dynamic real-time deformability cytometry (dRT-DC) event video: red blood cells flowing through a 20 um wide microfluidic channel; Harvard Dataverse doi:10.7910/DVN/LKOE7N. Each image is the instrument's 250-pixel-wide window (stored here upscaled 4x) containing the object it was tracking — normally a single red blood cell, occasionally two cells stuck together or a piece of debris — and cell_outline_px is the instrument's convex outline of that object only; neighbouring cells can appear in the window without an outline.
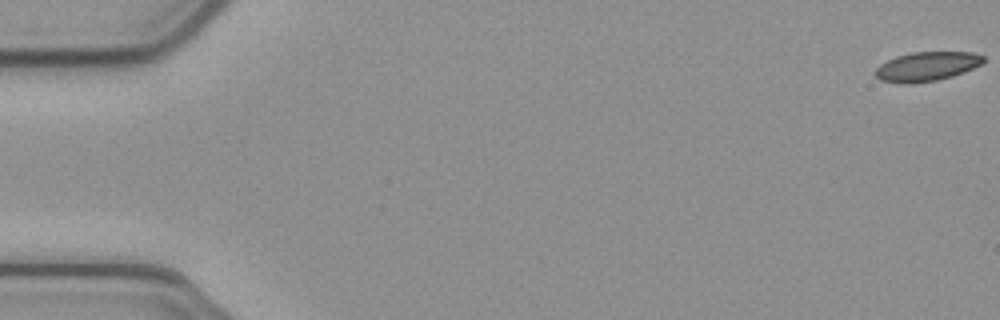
{"species": "common noctule bat (a hibernating species)", "species_latin": "Nyctalus noctula", "temperature_condition": "cold", "stored_images_in_passage": 53, "camera_frame_rate_fps": 3000, "um_per_image_px": 0.085, "animal": {"sex": "female", "body_mass_g": 21.9}, "frame": {"image": 1, "passage_image": 1, "time_ms": 0.0, "image_size_px": [1000, 320], "cell_outline_px": [[984, 60], [980, 64], [964, 72], [952, 76], [936, 80], [912, 84], [908, 84], [880, 80], [872, 72], [880, 64], [896, 56], [912, 52], [972, 52], [984, 56]], "centroid_in_image_um": [78.74, 5.65], "position_along_channel_um": 6.3, "area_um2": 18.38}}
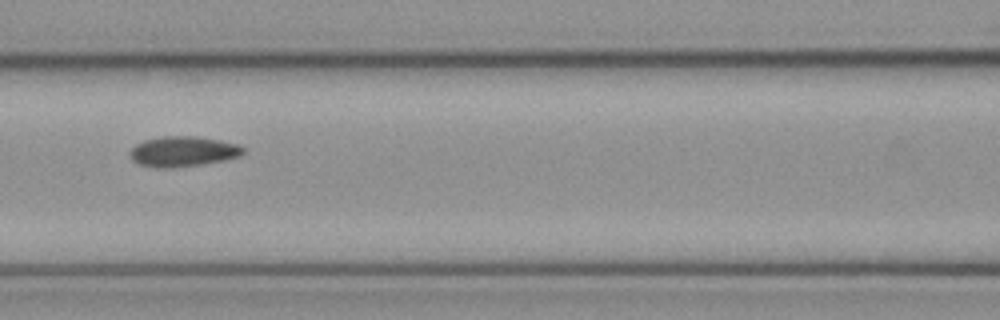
{"frame": {"image": 2, "passage_image": 24, "time_ms": 7.667, "image_size_px": [1000, 320], "cell_outline_px": [[244, 152], [240, 156], [224, 160], [200, 164], [168, 168], [156, 168], [140, 164], [132, 160], [128, 152], [136, 144], [144, 140], [164, 136], [196, 136], [220, 140], [240, 144], [244, 148]], "centroid_in_image_um": [15.55, 12.87], "position_along_channel_um": 151.0, "area_um2": 20.0}}
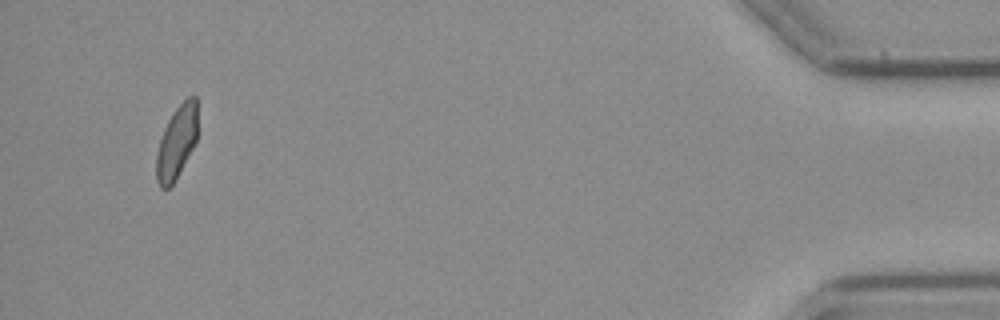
{"frame": {"image": 3, "passage_image": 51, "time_ms": 16.667, "image_size_px": [1000, 320], "cell_outline_px": [[196, 140], [176, 180], [168, 188], [160, 188], [156, 180], [156, 152], [164, 128], [168, 120], [176, 108], [188, 96], [196, 96]], "centroid_in_image_um": [14.98, 12.12], "position_along_channel_um": 420.2, "area_um2": 17.28}, "authors_computed_cell_mechanics": {"area_um2": 18.9006, "velocity_mm_per_s": 3.8922, "shape_relaxation_time_tau1_ms": null, "shape_relaxation_time_tau2_ms": 5.0556, "deformation_change_tau1": null, "deformation_change_tau2": 0.0766}}